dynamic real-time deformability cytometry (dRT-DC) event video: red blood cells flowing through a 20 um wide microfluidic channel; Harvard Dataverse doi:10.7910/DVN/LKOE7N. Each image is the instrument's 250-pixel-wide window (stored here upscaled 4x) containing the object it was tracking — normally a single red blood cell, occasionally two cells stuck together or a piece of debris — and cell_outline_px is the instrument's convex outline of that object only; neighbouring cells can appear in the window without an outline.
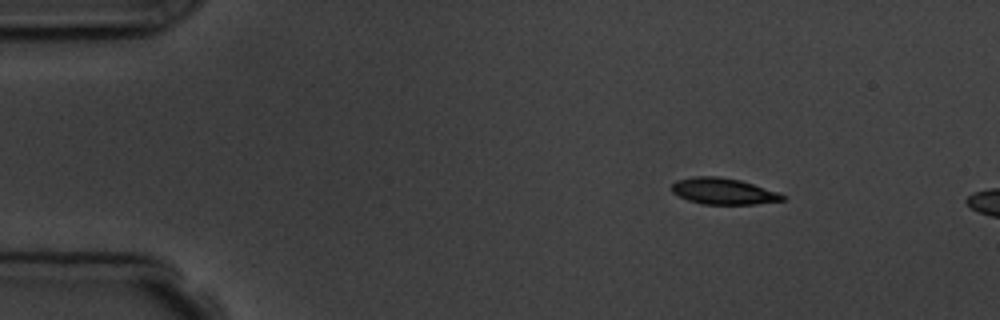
{"species": "common noctule bat (a hibernating species)", "species_latin": "Nyctalus noctula", "temperature_condition": "room temperature", "stored_images_in_passage": 3, "camera_frame_rate_fps": 3000, "um_per_image_px": 0.085, "animal": {"sex": "male", "body_mass_g": 19.5, "forearm_length_mm": 54.6}, "frame": {"image": 1, "passage_image": 2, "time_ms": 1.0, "image_size_px": [1000, 320], "cell_outline_px": [[784, 200], [756, 204], [704, 204], [688, 200], [672, 192], [672, 184], [676, 180], [696, 176], [720, 176], [740, 180], [780, 192], [784, 196]], "centroid_in_image_um": [61.5, 16.25], "position_along_channel_um": 23.5, "area_um2": 16.94}}